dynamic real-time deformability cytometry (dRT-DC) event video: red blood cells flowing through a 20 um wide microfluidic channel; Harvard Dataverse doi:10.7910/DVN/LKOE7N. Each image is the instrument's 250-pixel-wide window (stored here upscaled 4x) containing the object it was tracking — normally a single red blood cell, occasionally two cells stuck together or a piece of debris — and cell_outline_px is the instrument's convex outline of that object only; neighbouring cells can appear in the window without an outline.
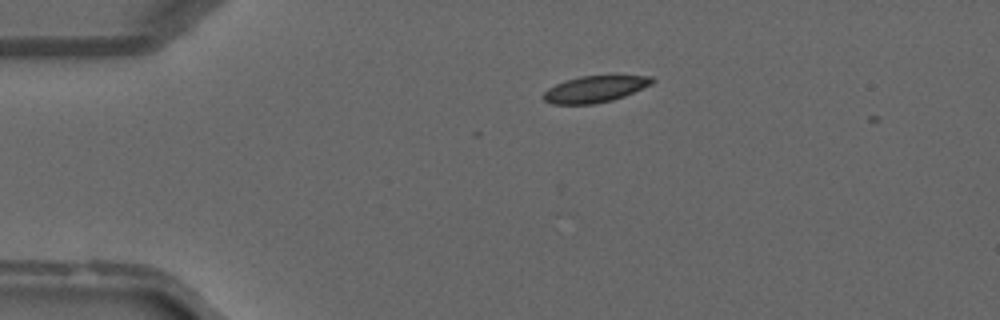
{"species": "common noctule bat (a hibernating species)", "species_latin": "Nyctalus noctula", "temperature_condition": "warm", "stored_images_in_passage": 3, "camera_frame_rate_fps": 3000, "um_per_image_px": 0.085, "animal": {"sex": "male", "forearm_length_mm": 52.5}, "frame": {"image": 1, "passage_image": 2, "time_ms": 0.333, "image_size_px": [1000, 320], "cell_outline_px": [[656, 80], [652, 84], [624, 96], [612, 100], [592, 104], [552, 104], [544, 100], [540, 96], [548, 88], [564, 80], [580, 76], [652, 76]], "centroid_in_image_um": [50.54, 7.57], "position_along_channel_um": 34.5, "area_um2": 16.76}}